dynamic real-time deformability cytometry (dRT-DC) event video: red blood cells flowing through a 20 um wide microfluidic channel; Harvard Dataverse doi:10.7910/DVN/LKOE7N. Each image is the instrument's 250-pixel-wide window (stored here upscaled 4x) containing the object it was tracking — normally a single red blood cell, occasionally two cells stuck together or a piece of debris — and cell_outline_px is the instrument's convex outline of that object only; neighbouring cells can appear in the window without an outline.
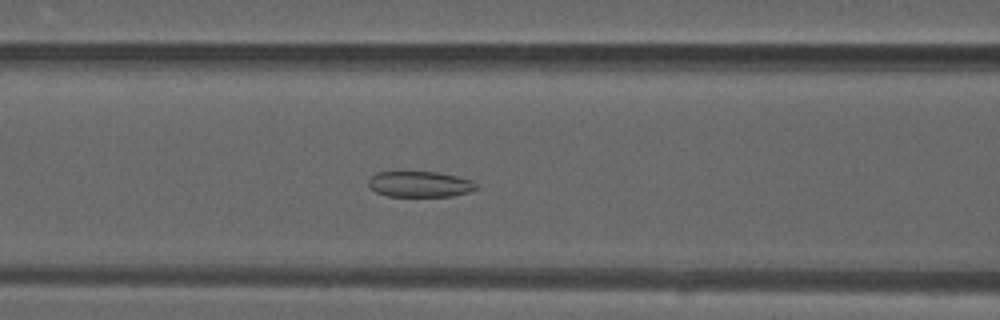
{"species": "common noctule bat (a hibernating species)", "species_latin": "Nyctalus noctula", "temperature_condition": "warm", "stored_images_in_passage": 49, "camera_frame_rate_fps": 3000, "um_per_image_px": 0.085, "animal": {"sex": "male", "forearm_length_mm": 52.5}, "frame": {"image": 1, "passage_image": 20, "time_ms": 6.333, "image_size_px": [1000, 320], "cell_outline_px": [[480, 188], [468, 192], [452, 196], [388, 196], [376, 192], [368, 188], [368, 180], [376, 172], [440, 172], [472, 180], [480, 184]], "centroid_in_image_um": [35.72, 15.65], "position_along_channel_um": 130.9, "area_um2": 16.42}}
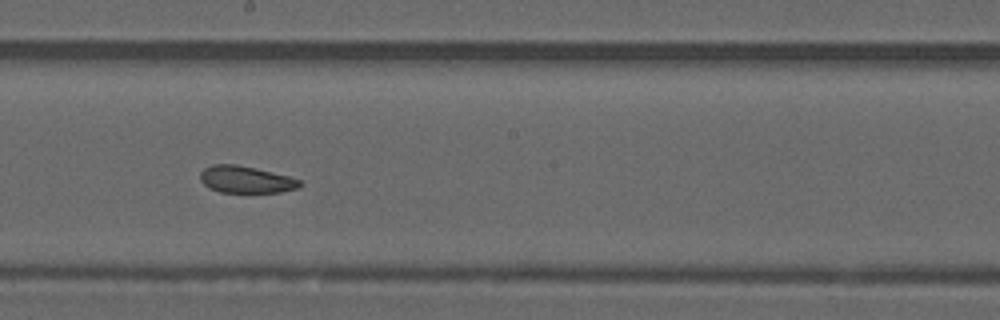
{"frame": {"image": 2, "passage_image": 27, "time_ms": 8.667, "image_size_px": [1000, 320], "cell_outline_px": [[304, 184], [300, 188], [280, 192], [220, 192], [208, 188], [200, 180], [200, 172], [204, 168], [212, 164], [236, 164], [256, 168], [288, 176], [300, 180]], "centroid_in_image_um": [20.9, 15.26], "position_along_channel_um": 227.3, "area_um2": 15.78}}
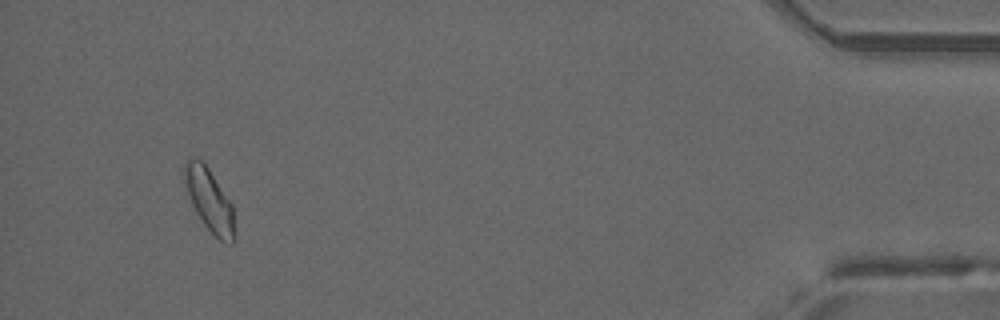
{"frame": {"image": 3, "passage_image": 46, "time_ms": 15.0, "image_size_px": [1000, 320], "cell_outline_px": [[236, 240], [232, 244], [224, 244], [204, 224], [196, 212], [192, 204], [188, 192], [184, 176], [184, 164], [188, 156], [200, 160], [208, 168], [232, 204]], "centroid_in_image_um": [17.83, 17.05], "position_along_channel_um": 417.4, "area_um2": 18.09}, "authors_computed_cell_mechanics": {"area_um2": 17.3978, "velocity_mm_per_s": 4.1368, "shape_relaxation_time_tau1_ms": null, "shape_relaxation_time_tau2_ms": 2.7228, "deformation_change_tau1": null, "deformation_change_tau2": 0.0776}}